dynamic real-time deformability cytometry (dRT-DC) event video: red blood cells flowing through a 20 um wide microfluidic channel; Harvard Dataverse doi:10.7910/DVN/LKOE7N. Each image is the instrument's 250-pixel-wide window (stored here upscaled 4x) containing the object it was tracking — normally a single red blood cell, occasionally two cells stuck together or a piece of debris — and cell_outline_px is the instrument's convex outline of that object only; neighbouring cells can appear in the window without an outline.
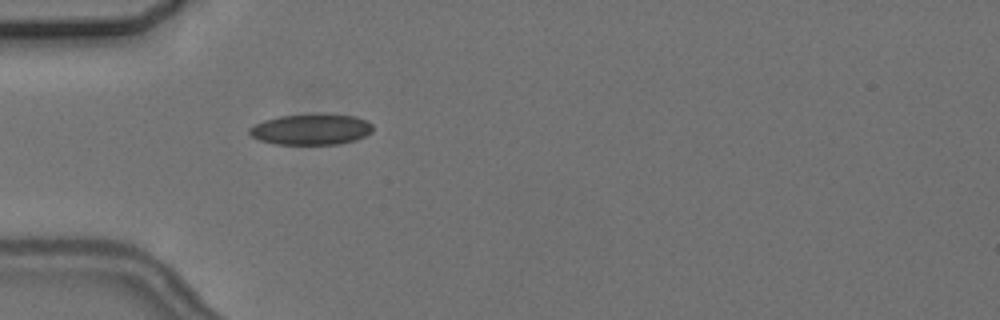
{"species": "common noctule bat (a hibernating species)", "species_latin": "Nyctalus noctula", "temperature_condition": "cold", "stored_images_in_passage": 6, "camera_frame_rate_fps": 3000, "um_per_image_px": 0.085, "animal": {"sex": "female", "body_mass_g": 24.6, "forearm_length_mm": 56.2}, "frame": {"image": 1, "passage_image": 6, "time_ms": 6.0, "image_size_px": [1000, 320], "cell_outline_px": [[372, 132], [356, 140], [336, 144], [276, 144], [260, 140], [252, 136], [248, 132], [248, 128], [264, 120], [280, 116], [312, 112], [316, 112], [356, 116], [372, 124]], "centroid_in_image_um": [26.45, 10.96], "position_along_channel_um": 58.6, "area_um2": 22.54}}